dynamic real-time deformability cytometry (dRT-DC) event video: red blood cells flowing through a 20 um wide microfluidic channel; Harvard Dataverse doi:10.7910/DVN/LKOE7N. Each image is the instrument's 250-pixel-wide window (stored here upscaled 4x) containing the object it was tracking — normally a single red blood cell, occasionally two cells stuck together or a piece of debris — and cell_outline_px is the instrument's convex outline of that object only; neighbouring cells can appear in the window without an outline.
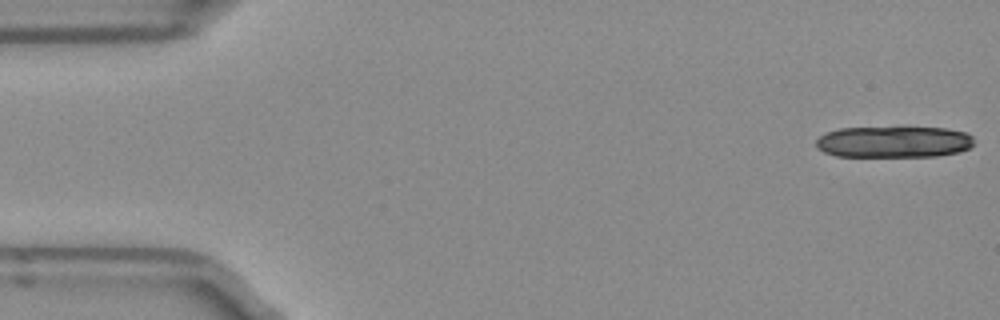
{"species": "Egyptian fruit bat (a non-hibernating species)", "species_latin": "Rousettus aegyptiacus", "temperature_condition": "room temperature", "stored_images_in_passage": 13, "camera_frame_rate_fps": 3000, "um_per_image_px": 0.085, "frame": {"image": 1, "passage_image": 1, "time_ms": 0.0, "image_size_px": [1000, 320], "cell_outline_px": [[972, 144], [968, 148], [960, 152], [936, 156], [836, 156], [824, 152], [816, 148], [816, 140], [820, 136], [828, 132], [840, 128], [944, 128], [964, 132], [972, 136]], "centroid_in_image_um": [75.94, 12.07], "position_along_channel_um": 9.1, "area_um2": 28.61}}